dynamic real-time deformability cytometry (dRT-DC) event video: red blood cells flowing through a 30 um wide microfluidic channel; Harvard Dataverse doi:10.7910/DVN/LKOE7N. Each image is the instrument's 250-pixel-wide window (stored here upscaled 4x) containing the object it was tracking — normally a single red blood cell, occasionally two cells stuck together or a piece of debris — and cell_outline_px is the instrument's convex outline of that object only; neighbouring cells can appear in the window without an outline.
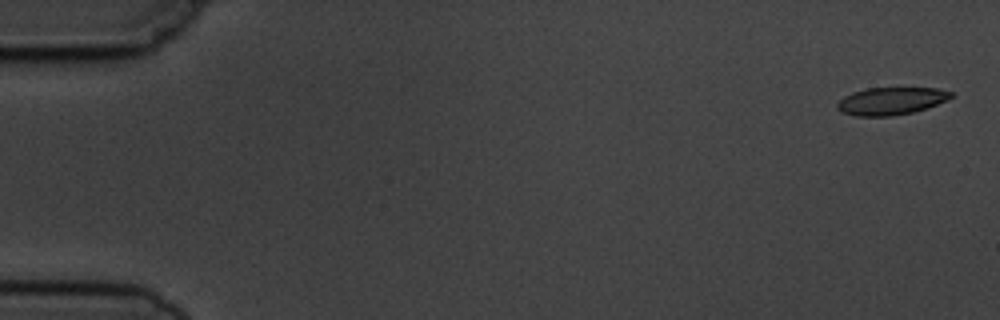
{"species": "common noctule bat (a hibernating species)", "species_latin": "Nyctalus noctula", "temperature_condition": "cold", "stored_images_in_passage": 4, "camera_frame_rate_fps": 3000, "um_per_image_px": 0.085, "animal": {"sex": "male", "body_mass_g": 19.5, "forearm_length_mm": 54.6}, "frame": {"image": 1, "passage_image": 1, "time_ms": 0.0, "image_size_px": [1000, 320], "cell_outline_px": [[952, 96], [948, 100], [928, 108], [912, 112], [892, 116], [856, 116], [840, 112], [836, 108], [836, 104], [844, 96], [852, 92], [868, 88], [936, 88], [952, 92]], "centroid_in_image_um": [75.72, 8.59], "position_along_channel_um": 9.3, "area_um2": 18.32}}